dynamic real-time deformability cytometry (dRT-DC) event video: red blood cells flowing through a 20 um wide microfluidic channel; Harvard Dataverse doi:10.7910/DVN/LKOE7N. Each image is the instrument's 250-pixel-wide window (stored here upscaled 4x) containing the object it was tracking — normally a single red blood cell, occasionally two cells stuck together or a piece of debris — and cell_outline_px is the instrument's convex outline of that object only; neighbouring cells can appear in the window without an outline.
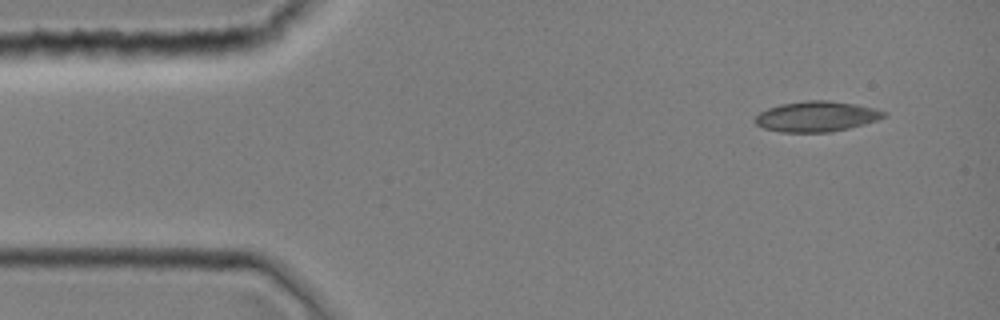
{"species": "common noctule bat (a hibernating species)", "species_latin": "Nyctalus noctula", "temperature_condition": "room temperature", "stored_images_in_passage": 1, "camera_frame_rate_fps": 3000, "um_per_image_px": 0.085, "animal": {"sex": "female", "body_mass_g": 19.0, "forearm_length_mm": 51.5}, "frame": {"image": 1, "passage_image": 1, "time_ms": 0.0, "image_size_px": [1000, 320], "cell_outline_px": [[888, 116], [864, 124], [832, 132], [780, 132], [764, 128], [756, 124], [752, 120], [760, 112], [768, 108], [780, 104], [804, 100], [828, 100], [856, 104], [876, 108], [888, 112]], "centroid_in_image_um": [69.42, 9.89], "position_along_channel_um": 15.6, "area_um2": 23.06}}